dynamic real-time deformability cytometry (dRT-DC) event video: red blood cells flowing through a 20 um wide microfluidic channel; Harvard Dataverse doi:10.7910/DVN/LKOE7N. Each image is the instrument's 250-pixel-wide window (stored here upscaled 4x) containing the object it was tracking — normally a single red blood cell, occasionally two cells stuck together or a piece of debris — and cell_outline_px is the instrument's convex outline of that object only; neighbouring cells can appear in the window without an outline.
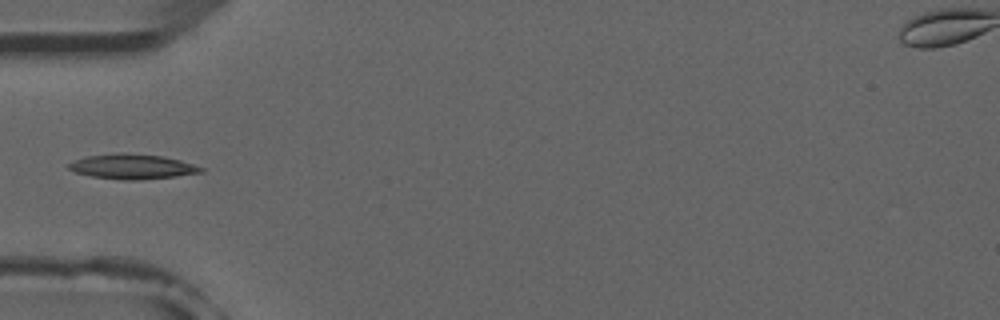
{"species": "common noctule bat (a hibernating species)", "species_latin": "Nyctalus noctula", "temperature_condition": "room temperature", "stored_images_in_passage": 6, "camera_frame_rate_fps": 3000, "um_per_image_px": 0.085, "animal": {"sex": "male", "forearm_length_mm": 52.5}, "frame": {"image": 1, "passage_image": 5, "time_ms": 4.667, "image_size_px": [1000, 320], "cell_outline_px": [[204, 172], [176, 176], [136, 180], [124, 180], [92, 176], [76, 172], [68, 168], [68, 164], [76, 160], [88, 156], [116, 152], [120, 152], [164, 156], [180, 160], [204, 168]], "centroid_in_image_um": [11.27, 14.15], "position_along_channel_um": 73.7, "area_um2": 19.07}}
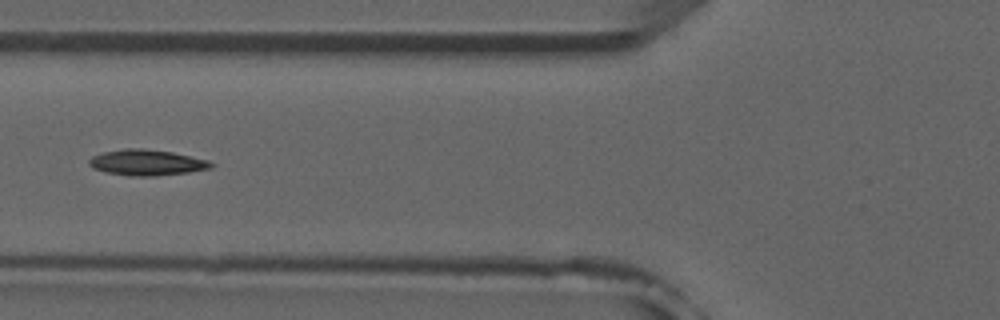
{"frame": {"image": 2, "passage_image": 6, "time_ms": 5.667, "image_size_px": [1000, 320], "cell_outline_px": [[216, 164], [212, 168], [188, 172], [156, 176], [128, 176], [108, 172], [92, 168], [88, 164], [88, 160], [92, 156], [104, 152], [124, 148], [144, 148], [172, 152], [208, 160]], "centroid_in_image_um": [12.48, 13.81], "position_along_channel_um": 113.3, "area_um2": 18.44}}